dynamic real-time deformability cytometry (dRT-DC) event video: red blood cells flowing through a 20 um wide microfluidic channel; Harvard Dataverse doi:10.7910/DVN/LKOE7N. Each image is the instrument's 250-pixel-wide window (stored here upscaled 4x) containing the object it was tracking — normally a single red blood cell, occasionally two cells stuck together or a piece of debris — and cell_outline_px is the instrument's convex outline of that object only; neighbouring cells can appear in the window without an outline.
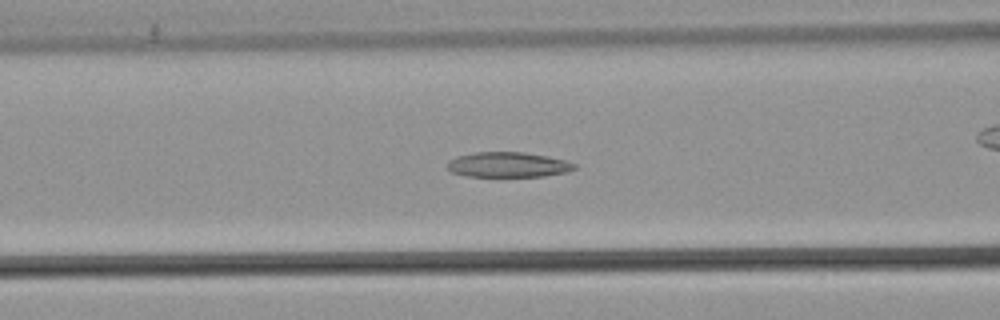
{"species": "common noctule bat (a hibernating species)", "species_latin": "Nyctalus noctula", "temperature_condition": "warm", "stored_images_in_passage": 55, "camera_frame_rate_fps": 3000, "um_per_image_px": 0.085, "animal": {"sex": "male", "body_mass_g": 21.5, "forearm_length_mm": 52.0}, "frame": {"image": 1, "passage_image": 23, "time_ms": 7.333, "image_size_px": [1000, 320], "cell_outline_px": [[576, 168], [568, 172], [544, 176], [468, 176], [452, 172], [448, 168], [448, 160], [456, 156], [476, 152], [524, 152], [564, 160], [576, 164]], "centroid_in_image_um": [43.18, 14.0], "position_along_channel_um": 123.4, "area_um2": 18.44}}
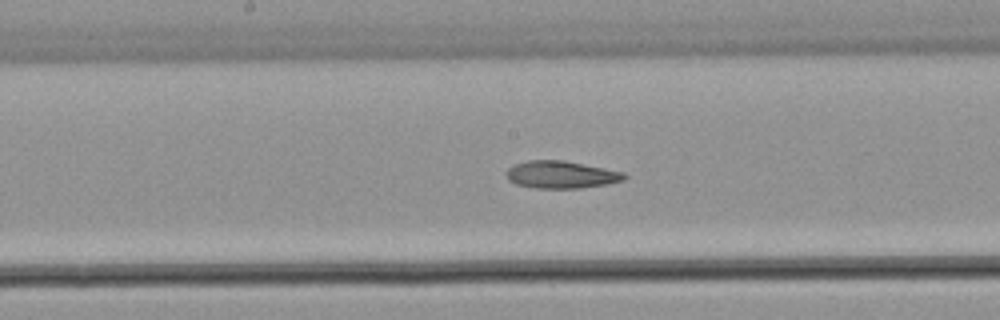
{"frame": {"image": 2, "passage_image": 29, "time_ms": 9.333, "image_size_px": [1000, 320], "cell_outline_px": [[628, 176], [624, 180], [604, 184], [580, 188], [536, 188], [516, 184], [508, 180], [508, 168], [512, 164], [528, 160], [564, 160], [624, 172]], "centroid_in_image_um": [47.69, 14.83], "position_along_channel_um": 200.5, "area_um2": 18.73}}
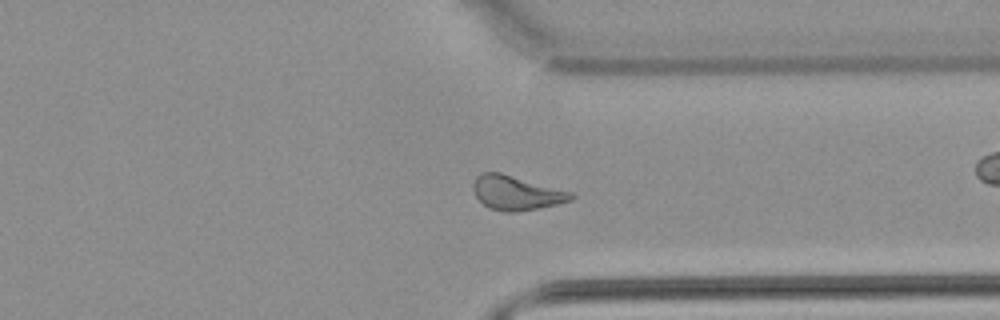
{"frame": {"image": 3, "passage_image": 42, "time_ms": 13.667, "image_size_px": [1000, 320], "cell_outline_px": [[576, 196], [572, 200], [556, 204], [516, 212], [504, 212], [488, 208], [476, 196], [472, 188], [472, 184], [476, 176], [480, 172], [500, 172], [576, 192]], "centroid_in_image_um": [43.91, 16.38], "position_along_channel_um": 367.5, "area_um2": 19.88}, "authors_computed_cell_mechanics": {"area_um2": 20.808, "velocity_mm_per_s": 3.8575, "shape_relaxation_time_tau1_ms": null, "shape_relaxation_time_tau2_ms": 5.7404, "deformation_change_tau1": null, "deformation_change_tau2": 0.1377}}